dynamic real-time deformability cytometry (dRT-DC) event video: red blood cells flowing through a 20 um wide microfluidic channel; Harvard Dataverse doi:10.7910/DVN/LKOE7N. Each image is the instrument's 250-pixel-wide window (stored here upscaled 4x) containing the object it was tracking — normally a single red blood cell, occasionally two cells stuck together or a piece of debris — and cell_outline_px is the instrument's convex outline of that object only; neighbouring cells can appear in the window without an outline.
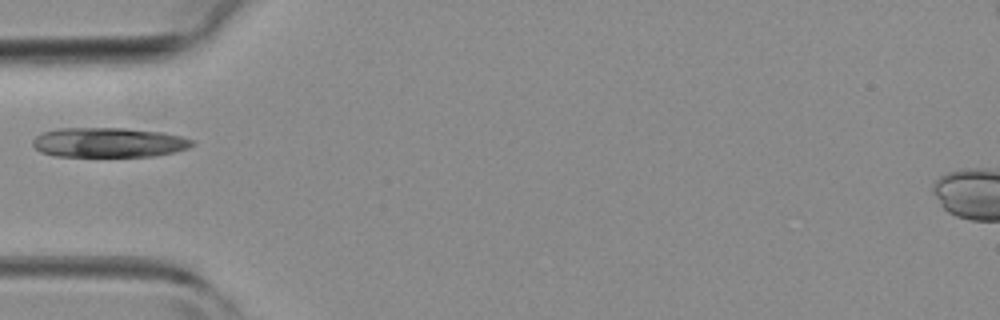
{"species": "common noctule bat (a hibernating species)", "species_latin": "Nyctalus noctula", "temperature_condition": "room temperature", "stored_images_in_passage": 3, "camera_frame_rate_fps": 3000, "um_per_image_px": 0.085, "animal": {"sex": "female", "body_mass_g": 19.3, "forearm_length_mm": 54.1}, "frame": {"image": 1, "passage_image": 3, "time_ms": 2.333, "image_size_px": [1000, 320], "cell_outline_px": [[196, 144], [188, 148], [156, 156], [56, 156], [40, 152], [32, 144], [32, 140], [36, 136], [44, 132], [56, 128], [124, 128], [164, 132], [180, 136], [192, 140]], "centroid_in_image_um": [9.23, 12.1], "position_along_channel_um": 75.8, "area_um2": 27.63}}